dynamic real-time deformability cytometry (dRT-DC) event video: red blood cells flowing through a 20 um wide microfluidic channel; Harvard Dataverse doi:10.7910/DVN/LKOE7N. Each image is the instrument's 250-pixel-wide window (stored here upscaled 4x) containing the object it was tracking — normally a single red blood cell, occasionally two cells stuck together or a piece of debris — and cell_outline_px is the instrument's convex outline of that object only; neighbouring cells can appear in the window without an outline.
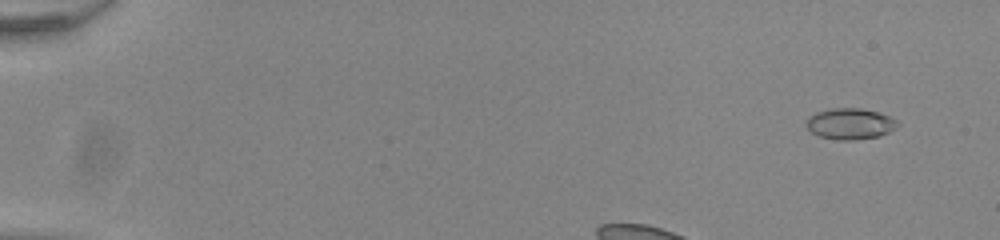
{"species": "common noctule bat (a hibernating species)", "species_latin": "Nyctalus noctula", "temperature_condition": "room temperature", "stored_images_in_passage": 41, "camera_frame_rate_fps": 3000, "um_per_image_px": 0.085, "animal": {"sex": "male", "body_mass_g": 20.0, "forearm_length_mm": 53.3}, "frame": {"image": 1, "passage_image": 4, "time_ms": 1.0, "image_size_px": [1000, 240], "cell_outline_px": [[900, 124], [888, 132], [880, 136], [856, 140], [840, 140], [820, 136], [812, 132], [804, 124], [808, 116], [816, 112], [832, 108], [860, 108], [876, 112], [888, 116], [896, 120]], "centroid_in_image_um": [72.23, 10.52], "position_along_channel_um": 12.8, "area_um2": 16.47}}
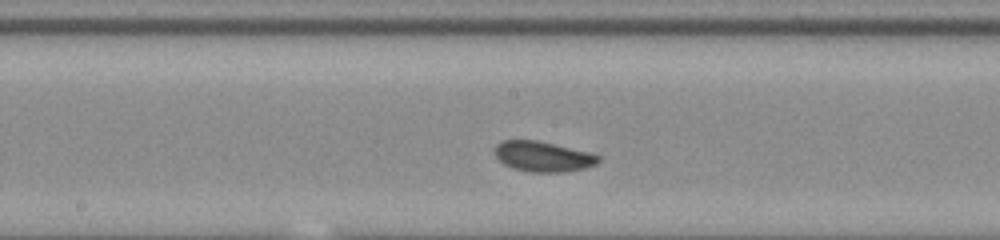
{"frame": {"image": 2, "passage_image": 24, "time_ms": 7.667, "image_size_px": [1000, 240], "cell_outline_px": [[600, 160], [596, 164], [584, 168], [564, 172], [528, 172], [512, 168], [504, 164], [496, 156], [496, 144], [500, 140], [536, 140], [592, 152], [600, 156]], "centroid_in_image_um": [46.17, 13.3], "position_along_channel_um": 202.0, "area_um2": 18.38}}
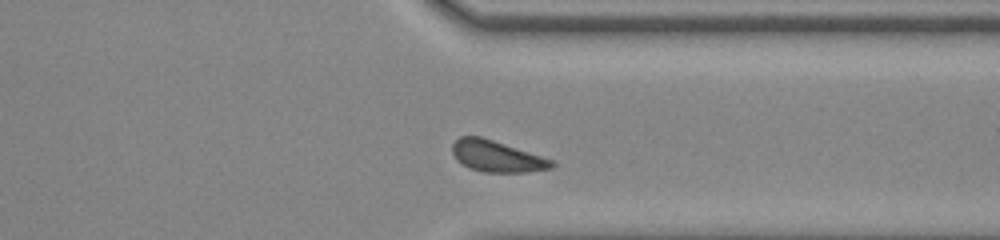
{"frame": {"image": 3, "passage_image": 37, "time_ms": 12.0, "image_size_px": [1000, 240], "cell_outline_px": [[556, 164], [552, 168], [524, 172], [484, 172], [468, 168], [456, 160], [452, 152], [452, 144], [460, 136], [480, 136], [556, 160]], "centroid_in_image_um": [42.24, 13.29], "position_along_channel_um": 369.2, "area_um2": 18.26}, "authors_computed_cell_mechanics": {"area_um2": 18.2648, "velocity_mm_per_s": 3.8573, "shape_relaxation_time_tau1_ms": 3.9769, "shape_relaxation_time_tau2_ms": 3.2093, "deformation_change_tau1": 0.0889, "deformation_change_tau2": 0.0605}}